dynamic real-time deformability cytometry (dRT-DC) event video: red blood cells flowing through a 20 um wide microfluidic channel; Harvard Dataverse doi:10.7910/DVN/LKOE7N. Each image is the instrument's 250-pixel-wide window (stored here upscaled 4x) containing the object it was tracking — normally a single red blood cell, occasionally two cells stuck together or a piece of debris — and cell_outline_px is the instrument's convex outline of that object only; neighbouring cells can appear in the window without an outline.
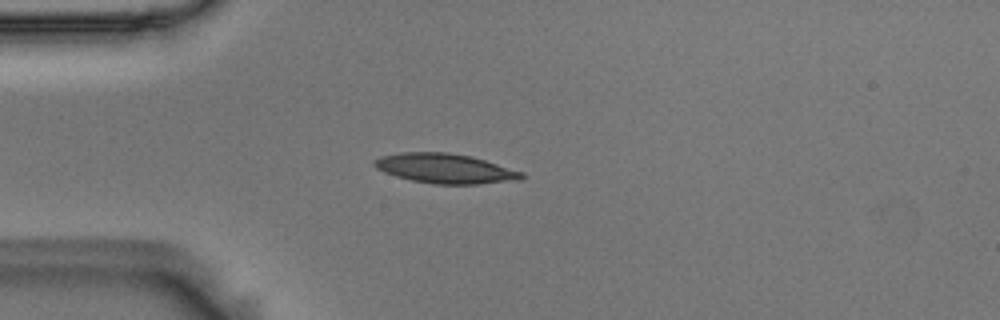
{"species": "Egyptian fruit bat (a non-hibernating species)", "species_latin": "Rousettus aegyptiacus", "temperature_condition": "room temperature", "stored_images_in_passage": 52, "camera_frame_rate_fps": 3000, "um_per_image_px": 0.085, "animal": {"sex": "male"}, "frame": {"image": 1, "passage_image": 11, "time_ms": 3.333, "image_size_px": [1000, 320], "cell_outline_px": [[524, 176], [520, 180], [476, 184], [432, 184], [412, 180], [396, 176], [384, 172], [376, 168], [372, 164], [372, 160], [380, 156], [400, 152], [448, 152], [472, 156], [524, 172]], "centroid_in_image_um": [37.82, 14.31], "position_along_channel_um": 47.2, "area_um2": 25.66}}
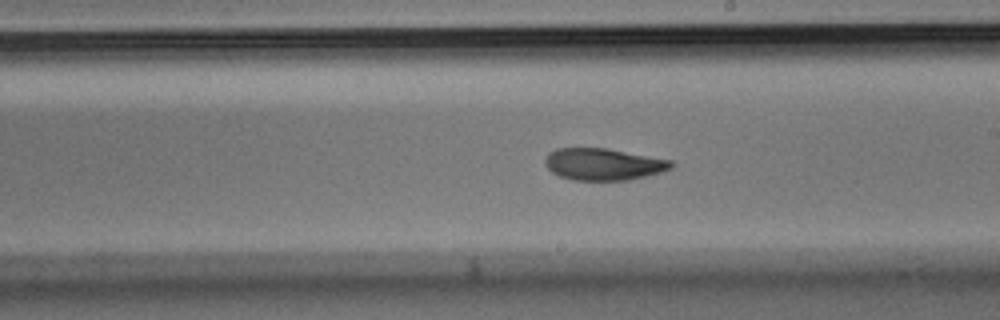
{"frame": {"image": 2, "passage_image": 28, "time_ms": 9.0, "image_size_px": [1000, 320], "cell_outline_px": [[676, 164], [672, 168], [660, 172], [628, 180], [572, 180], [560, 176], [552, 172], [548, 168], [544, 160], [548, 152], [556, 148], [608, 148], [672, 160]], "centroid_in_image_um": [51.29, 13.95], "position_along_channel_um": 237.7, "area_um2": 23.52}}
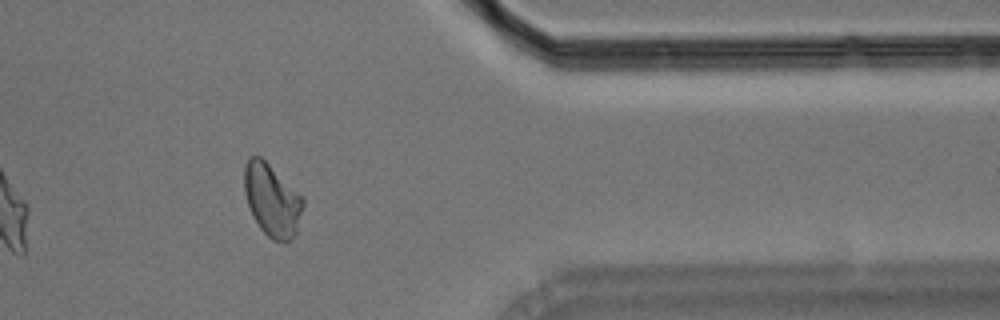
{"frame": {"image": 3, "passage_image": 42, "time_ms": 13.667, "image_size_px": [1000, 320], "cell_outline_px": [[304, 204], [296, 232], [288, 240], [272, 240], [260, 228], [248, 204], [244, 192], [244, 168], [248, 156], [260, 156], [304, 200]], "centroid_in_image_um": [23.08, 16.99], "position_along_channel_um": 388.3, "area_um2": 23.93}, "authors_computed_cell_mechanics": {"area_um2": 23.8714, "velocity_mm_per_s": 3.6074, "shape_relaxation_time_tau1_ms": 8.9903, "shape_relaxation_time_tau2_ms": 3.3082, "deformation_change_tau1": 0.2088, "deformation_change_tau2": 0.0895}}